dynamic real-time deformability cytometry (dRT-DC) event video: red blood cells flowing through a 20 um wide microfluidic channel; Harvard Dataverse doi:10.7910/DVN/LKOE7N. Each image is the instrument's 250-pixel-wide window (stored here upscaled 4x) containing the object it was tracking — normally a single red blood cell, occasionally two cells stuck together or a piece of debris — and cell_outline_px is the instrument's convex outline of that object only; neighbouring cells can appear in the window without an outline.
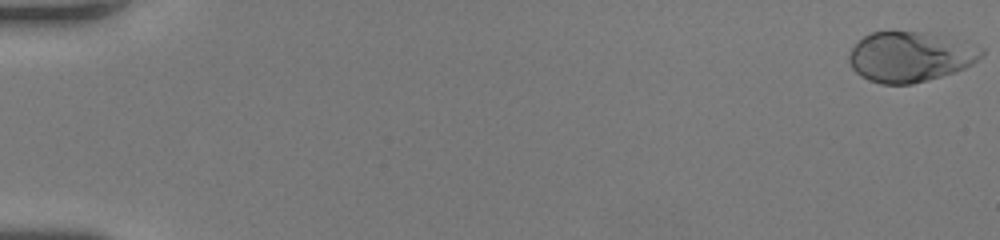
{"species": "human", "species_latin": "Homo sapiens", "temperature_condition": "room temperature", "stored_images_in_passage": 64, "camera_frame_rate_fps": 3000, "um_per_image_px": 0.085, "donor": {"sex": "female"}, "frame": {"image": 1, "passage_image": 1, "time_ms": 0.0, "image_size_px": [1000, 240], "cell_outline_px": [[984, 56], [972, 64], [964, 68], [928, 80], [912, 84], [880, 84], [868, 80], [860, 76], [852, 68], [848, 60], [848, 56], [852, 48], [864, 36], [872, 32], [928, 32], [984, 48]], "centroid_in_image_um": [77.35, 4.83], "position_along_channel_um": 7.7, "area_um2": 38.55}}
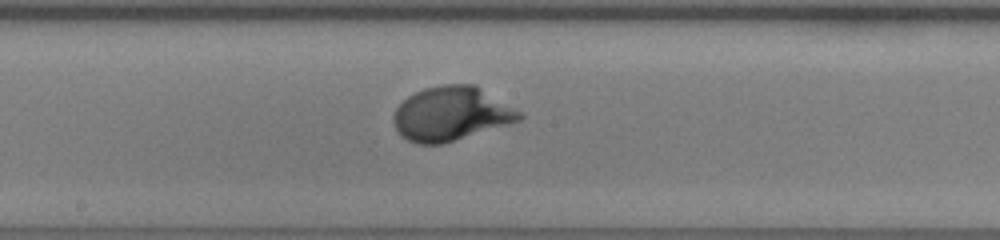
{"frame": {"image": 2, "passage_image": 36, "time_ms": 11.667, "image_size_px": [1000, 240], "cell_outline_px": [[524, 116], [520, 120], [508, 124], [444, 144], [416, 144], [400, 136], [396, 132], [392, 120], [392, 116], [396, 108], [408, 96], [424, 88], [444, 84], [476, 84], [520, 112]], "centroid_in_image_um": [38.31, 9.68], "position_along_channel_um": 209.9, "area_um2": 39.77}}
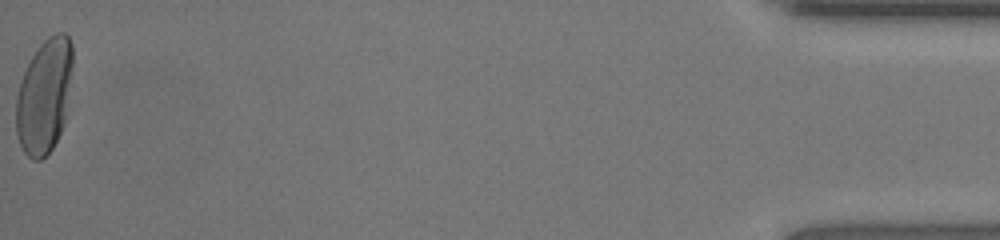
{"frame": {"image": 3, "passage_image": 64, "time_ms": 21.0, "image_size_px": [1000, 240], "cell_outline_px": [[72, 64], [64, 124], [52, 148], [40, 160], [32, 160], [24, 152], [20, 144], [16, 132], [16, 96], [24, 72], [32, 56], [40, 44], [48, 36], [56, 32], [64, 32], [68, 36], [72, 44]], "centroid_in_image_um": [3.75, 8.15], "position_along_channel_um": 431.4, "area_um2": 37.4}}